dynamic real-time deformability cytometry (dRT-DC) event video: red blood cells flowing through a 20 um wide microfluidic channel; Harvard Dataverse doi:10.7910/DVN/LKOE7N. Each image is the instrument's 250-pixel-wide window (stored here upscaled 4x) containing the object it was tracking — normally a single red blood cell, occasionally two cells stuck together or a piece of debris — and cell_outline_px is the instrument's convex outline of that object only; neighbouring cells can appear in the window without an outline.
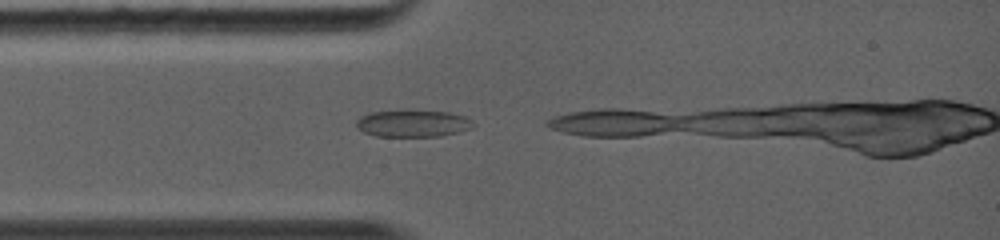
{"species": "common noctule bat (a hibernating species)", "species_latin": "Nyctalus noctula", "temperature_condition": "warm", "stored_images_in_passage": 4, "camera_frame_rate_fps": 5000, "um_per_image_px": 0.085, "animal": {"sex": "female", "body_mass_g": 19.0, "forearm_length_mm": 56.7}, "frame": {"image": 1, "passage_image": 1, "time_ms": 0.0, "image_size_px": [1000, 240], "cell_outline_px": [[476, 124], [472, 128], [440, 136], [376, 136], [364, 132], [356, 124], [356, 120], [360, 116], [372, 112], [448, 112], [464, 116], [472, 120]], "centroid_in_image_um": [35.12, 10.52], "position_along_channel_um": 49.9, "area_um2": 17.74}}